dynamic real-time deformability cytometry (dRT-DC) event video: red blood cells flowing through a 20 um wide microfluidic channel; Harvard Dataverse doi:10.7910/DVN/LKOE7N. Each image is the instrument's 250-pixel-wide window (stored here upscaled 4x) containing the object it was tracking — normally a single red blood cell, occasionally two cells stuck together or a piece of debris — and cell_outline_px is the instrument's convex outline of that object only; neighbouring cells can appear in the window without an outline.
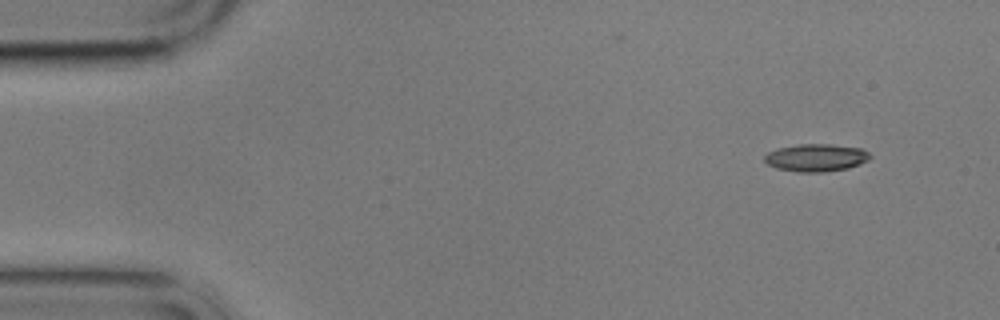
{"species": "common noctule bat (a hibernating species)", "species_latin": "Nyctalus noctula", "temperature_condition": "cold", "stored_images_in_passage": 5, "camera_frame_rate_fps": 3000, "um_per_image_px": 0.085, "animal": {"sex": "male", "body_mass_g": 17.9}, "frame": {"image": 1, "passage_image": 1, "time_ms": 0.0, "image_size_px": [1000, 320], "cell_outline_px": [[872, 156], [868, 160], [860, 164], [848, 168], [824, 172], [796, 172], [776, 168], [768, 164], [764, 160], [764, 156], [768, 152], [780, 148], [800, 144], [828, 144], [860, 148], [868, 152]], "centroid_in_image_um": [69.37, 13.41], "position_along_channel_um": 15.6, "area_um2": 16.88}}